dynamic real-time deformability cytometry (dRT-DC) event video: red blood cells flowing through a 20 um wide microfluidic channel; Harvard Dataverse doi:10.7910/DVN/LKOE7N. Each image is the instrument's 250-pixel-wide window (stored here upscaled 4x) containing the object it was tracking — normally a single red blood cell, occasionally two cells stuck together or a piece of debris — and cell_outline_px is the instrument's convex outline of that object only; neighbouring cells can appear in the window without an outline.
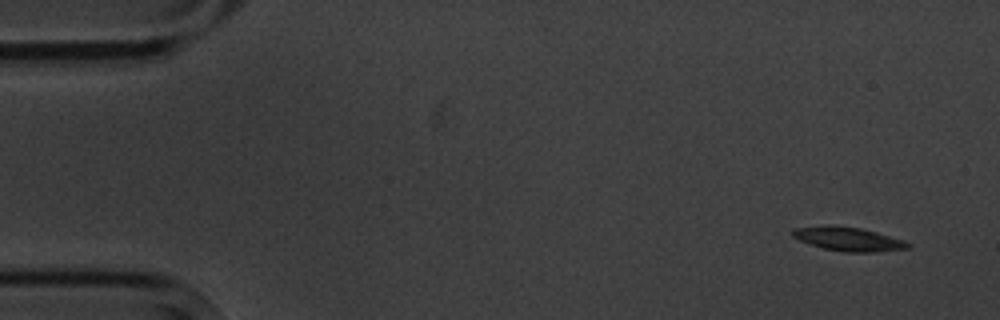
{"species": "common noctule bat (a hibernating species)", "species_latin": "Nyctalus noctula", "temperature_condition": "cold", "stored_images_in_passage": 4, "camera_frame_rate_fps": 3000, "um_per_image_px": 0.085, "animal": {"sex": "male", "body_mass_g": 20.1, "forearm_length_mm": 53.5}, "frame": {"image": 1, "passage_image": 1, "time_ms": 0.0, "image_size_px": [1000, 320], "cell_outline_px": [[912, 248], [876, 252], [844, 252], [824, 248], [800, 240], [792, 236], [792, 232], [796, 228], [828, 224], [832, 224], [860, 228], [876, 232], [904, 240], [912, 244]], "centroid_in_image_um": [72.16, 20.31], "position_along_channel_um": 12.8, "area_um2": 16.07}}